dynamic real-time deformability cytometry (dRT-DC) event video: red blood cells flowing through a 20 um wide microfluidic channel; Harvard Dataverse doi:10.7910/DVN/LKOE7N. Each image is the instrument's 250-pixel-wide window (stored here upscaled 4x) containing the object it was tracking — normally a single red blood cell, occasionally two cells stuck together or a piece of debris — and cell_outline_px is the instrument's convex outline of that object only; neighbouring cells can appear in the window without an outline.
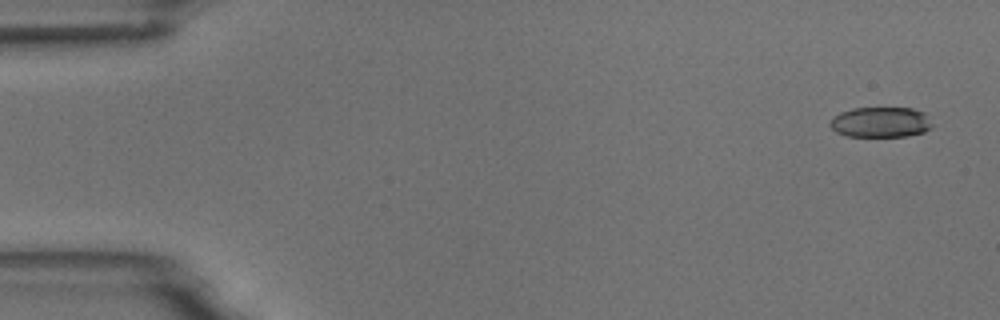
{"species": "common noctule bat (a hibernating species)", "species_latin": "Nyctalus noctula", "temperature_condition": "room temperature", "stored_images_in_passage": 4, "camera_frame_rate_fps": 3000, "um_per_image_px": 0.085, "animal": {"sex": "male", "body_mass_g": 18.8}, "frame": {"image": 1, "passage_image": 1, "time_ms": 0.0, "image_size_px": [1000, 320], "cell_outline_px": [[932, 128], [924, 132], [908, 136], [848, 136], [836, 132], [828, 124], [832, 116], [840, 112], [852, 108], [912, 108], [924, 112], [932, 124]], "centroid_in_image_um": [74.84, 10.38], "position_along_channel_um": 10.2, "area_um2": 18.21}}
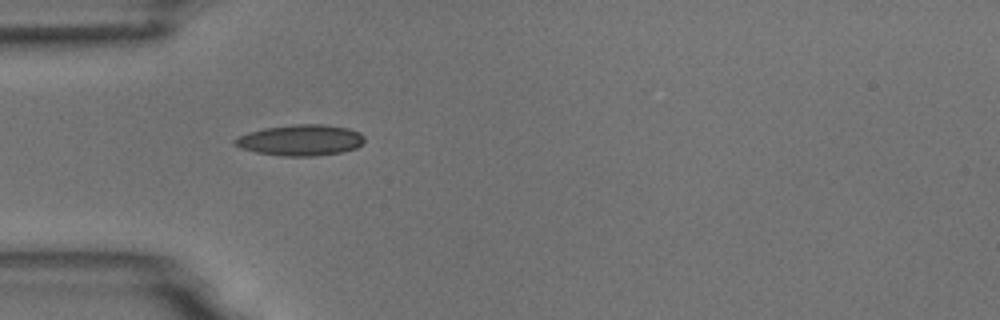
{"frame": {"image": 2, "passage_image": 4, "time_ms": 4.667, "image_size_px": [1000, 320], "cell_outline_px": [[364, 144], [356, 148], [340, 152], [316, 156], [280, 156], [256, 152], [240, 148], [232, 144], [232, 140], [248, 132], [264, 128], [296, 124], [324, 124], [348, 128], [360, 132], [364, 136]], "centroid_in_image_um": [25.55, 11.91], "position_along_channel_um": 59.5, "area_um2": 23.58}}